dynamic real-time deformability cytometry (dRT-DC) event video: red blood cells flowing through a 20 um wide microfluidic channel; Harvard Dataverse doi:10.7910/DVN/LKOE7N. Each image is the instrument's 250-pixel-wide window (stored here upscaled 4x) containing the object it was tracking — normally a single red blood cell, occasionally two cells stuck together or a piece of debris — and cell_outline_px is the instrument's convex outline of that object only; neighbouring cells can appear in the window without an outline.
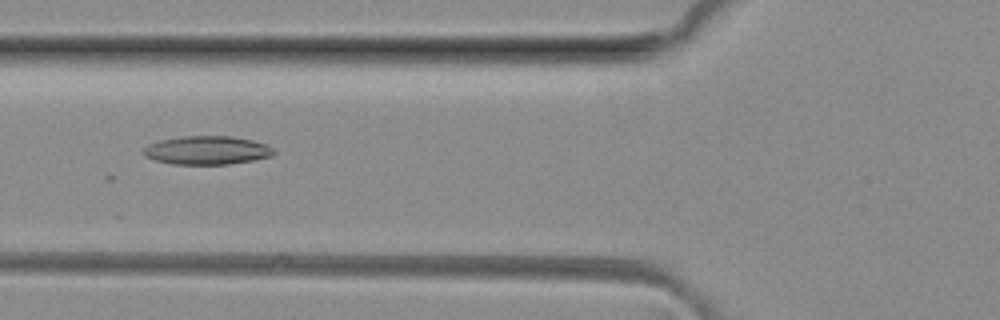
{"species": "common noctule bat (a hibernating species)", "species_latin": "Nyctalus noctula", "temperature_condition": "room temperature", "stored_images_in_passage": 14, "camera_frame_rate_fps": 3000, "um_per_image_px": 0.085, "animal": {"sex": "female", "body_mass_g": 29.2, "forearm_length_mm": 56.3}, "frame": {"image": 1, "passage_image": 5, "time_ms": 1.333, "image_size_px": [1000, 320], "cell_outline_px": [[276, 152], [272, 156], [252, 160], [228, 164], [172, 164], [156, 160], [144, 156], [140, 152], [148, 144], [160, 140], [184, 136], [232, 136], [252, 140], [264, 144], [272, 148]], "centroid_in_image_um": [17.56, 12.77], "position_along_channel_um": 108.2, "area_um2": 21.62}}
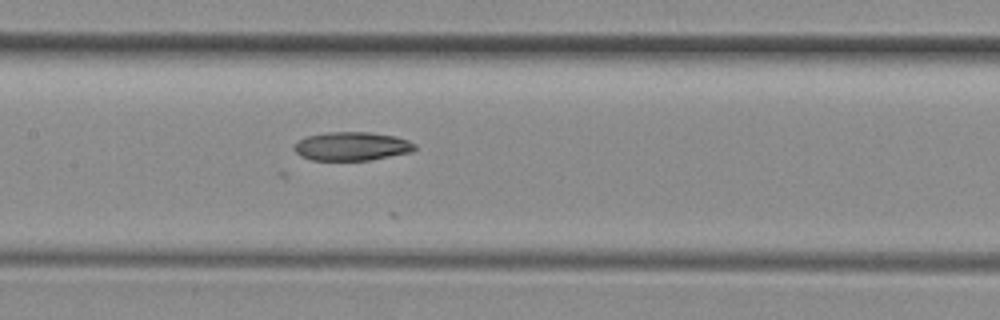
{"frame": {"image": 2, "passage_image": 10, "time_ms": 3.0, "image_size_px": [1000, 320], "cell_outline_px": [[416, 148], [412, 152], [372, 160], [312, 160], [300, 156], [296, 152], [296, 140], [304, 136], [328, 132], [368, 132], [396, 136], [408, 140], [416, 144]], "centroid_in_image_um": [29.92, 12.43], "position_along_channel_um": 177.5, "area_um2": 20.29}}